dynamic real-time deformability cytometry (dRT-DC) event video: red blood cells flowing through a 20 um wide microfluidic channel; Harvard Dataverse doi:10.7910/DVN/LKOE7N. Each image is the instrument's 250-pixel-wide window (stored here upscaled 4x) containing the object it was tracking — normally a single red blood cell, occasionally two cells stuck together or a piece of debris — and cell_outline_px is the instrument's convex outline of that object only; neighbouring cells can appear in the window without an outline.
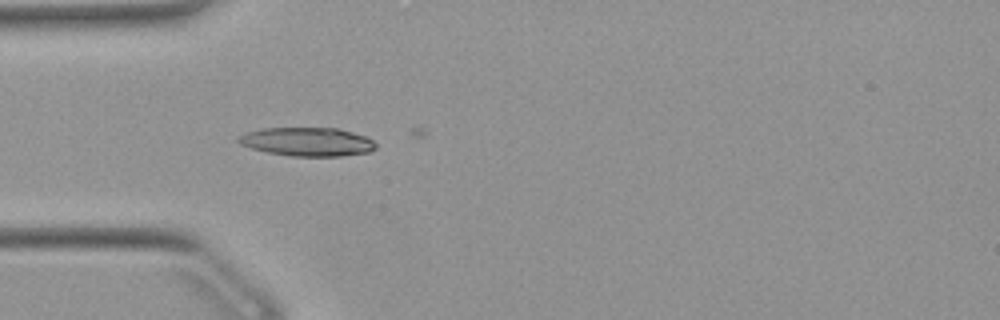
{"species": "Egyptian fruit bat (a non-hibernating species)", "species_latin": "Rousettus aegyptiacus", "temperature_condition": "warm", "stored_images_in_passage": 2, "camera_frame_rate_fps": 3000, "um_per_image_px": 0.085, "animal": {"sex": "female"}, "frame": {"image": 1, "passage_image": 1, "time_ms": 0.0, "image_size_px": [1000, 320], "cell_outline_px": [[376, 148], [368, 152], [340, 156], [288, 156], [268, 152], [252, 148], [240, 144], [236, 140], [236, 136], [244, 132], [260, 128], [336, 128], [368, 136], [376, 144]], "centroid_in_image_um": [26.08, 12.04], "position_along_channel_um": 58.9, "area_um2": 23.12}}